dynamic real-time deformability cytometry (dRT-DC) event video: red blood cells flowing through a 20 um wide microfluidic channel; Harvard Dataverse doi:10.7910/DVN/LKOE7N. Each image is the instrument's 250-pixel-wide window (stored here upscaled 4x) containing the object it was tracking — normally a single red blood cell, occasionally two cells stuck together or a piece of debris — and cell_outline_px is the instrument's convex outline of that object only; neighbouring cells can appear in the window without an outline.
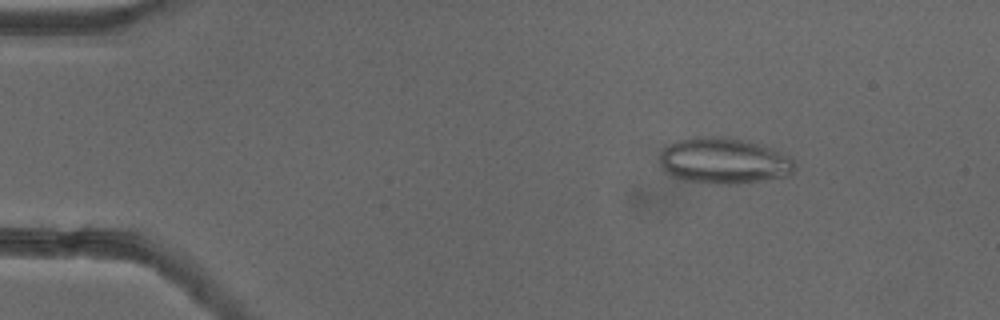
{"species": "common noctule bat (a hibernating species)", "species_latin": "Nyctalus noctula", "temperature_condition": "cold", "stored_images_in_passage": 53, "camera_frame_rate_fps": 3000, "um_per_image_px": 0.085, "animal": {"sex": "female"}, "frame": {"image": 1, "passage_image": 8, "time_ms": 2.333, "image_size_px": [1000, 320], "cell_outline_px": [[796, 168], [788, 176], [732, 184], [712, 184], [688, 180], [676, 176], [668, 172], [664, 168], [660, 160], [660, 152], [664, 148], [680, 140], [696, 136], [712, 136], [748, 140], [772, 148], [792, 156], [796, 164]], "centroid_in_image_um": [61.61, 13.65], "position_along_channel_um": 23.4, "area_um2": 35.95}}
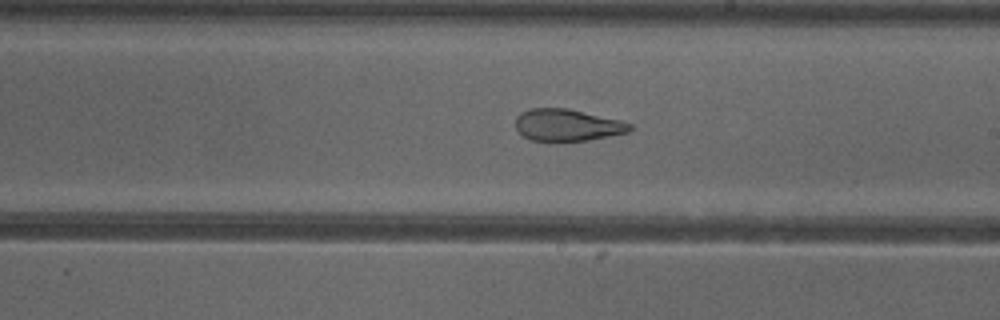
{"frame": {"image": 2, "passage_image": 31, "time_ms": 10.0, "image_size_px": [1000, 320], "cell_outline_px": [[632, 128], [628, 132], [588, 140], [532, 140], [524, 136], [516, 128], [516, 116], [520, 112], [532, 108], [568, 108], [620, 120], [632, 124]], "centroid_in_image_um": [48.21, 10.61], "position_along_channel_um": 240.8, "area_um2": 20.98}}
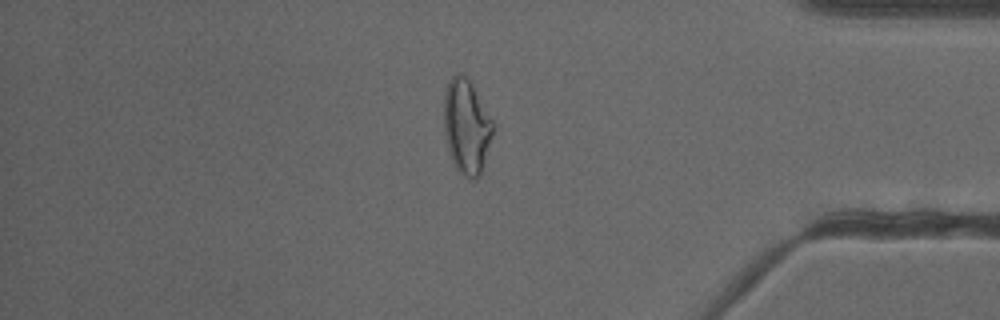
{"frame": {"image": 3, "passage_image": 45, "time_ms": 14.667, "image_size_px": [1000, 320], "cell_outline_px": [[496, 124], [480, 176], [476, 180], [468, 180], [456, 168], [452, 160], [444, 136], [444, 92], [448, 80], [456, 72], [460, 72], [472, 84]], "centroid_in_image_um": [39.66, 10.76], "position_along_channel_um": 395.5, "area_um2": 27.51}, "authors_computed_cell_mechanics": {"area_um2": 28.033, "velocity_mm_per_s": 3.9059, "shape_relaxation_time_tau1_ms": null, "shape_relaxation_time_tau2_ms": 1.8635, "deformation_change_tau1": null, "deformation_change_tau2": 0.0987}}